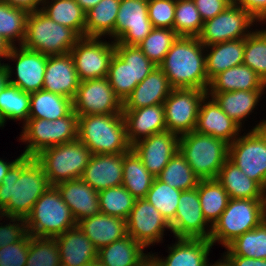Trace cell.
<instances>
[{
  "label": "cell",
  "instance_id": "cell-25",
  "mask_svg": "<svg viewBox=\"0 0 266 266\" xmlns=\"http://www.w3.org/2000/svg\"><path fill=\"white\" fill-rule=\"evenodd\" d=\"M172 89L168 77L156 66L122 102V110L164 104Z\"/></svg>",
  "mask_w": 266,
  "mask_h": 266
},
{
  "label": "cell",
  "instance_id": "cell-46",
  "mask_svg": "<svg viewBox=\"0 0 266 266\" xmlns=\"http://www.w3.org/2000/svg\"><path fill=\"white\" fill-rule=\"evenodd\" d=\"M203 23L193 0H176L173 30L178 36L198 37Z\"/></svg>",
  "mask_w": 266,
  "mask_h": 266
},
{
  "label": "cell",
  "instance_id": "cell-15",
  "mask_svg": "<svg viewBox=\"0 0 266 266\" xmlns=\"http://www.w3.org/2000/svg\"><path fill=\"white\" fill-rule=\"evenodd\" d=\"M47 58V55L26 49L23 46L11 47L6 59L16 62L14 67L16 73L12 71L14 70L12 65L5 63L9 72L10 84L29 94L42 90ZM12 73L17 77L11 78Z\"/></svg>",
  "mask_w": 266,
  "mask_h": 266
},
{
  "label": "cell",
  "instance_id": "cell-52",
  "mask_svg": "<svg viewBox=\"0 0 266 266\" xmlns=\"http://www.w3.org/2000/svg\"><path fill=\"white\" fill-rule=\"evenodd\" d=\"M4 217V215H1L0 220ZM5 218L9 219L10 222H7L6 225L0 223V248L16 243L28 235L26 219L12 216H6Z\"/></svg>",
  "mask_w": 266,
  "mask_h": 266
},
{
  "label": "cell",
  "instance_id": "cell-3",
  "mask_svg": "<svg viewBox=\"0 0 266 266\" xmlns=\"http://www.w3.org/2000/svg\"><path fill=\"white\" fill-rule=\"evenodd\" d=\"M77 139L92 154L126 153L131 149L122 114L78 116Z\"/></svg>",
  "mask_w": 266,
  "mask_h": 266
},
{
  "label": "cell",
  "instance_id": "cell-49",
  "mask_svg": "<svg viewBox=\"0 0 266 266\" xmlns=\"http://www.w3.org/2000/svg\"><path fill=\"white\" fill-rule=\"evenodd\" d=\"M25 266H61L56 239L31 236Z\"/></svg>",
  "mask_w": 266,
  "mask_h": 266
},
{
  "label": "cell",
  "instance_id": "cell-19",
  "mask_svg": "<svg viewBox=\"0 0 266 266\" xmlns=\"http://www.w3.org/2000/svg\"><path fill=\"white\" fill-rule=\"evenodd\" d=\"M131 148L141 158L147 170L157 177L179 150V136L164 131L139 140Z\"/></svg>",
  "mask_w": 266,
  "mask_h": 266
},
{
  "label": "cell",
  "instance_id": "cell-56",
  "mask_svg": "<svg viewBox=\"0 0 266 266\" xmlns=\"http://www.w3.org/2000/svg\"><path fill=\"white\" fill-rule=\"evenodd\" d=\"M232 266H266V259H255L244 256H225Z\"/></svg>",
  "mask_w": 266,
  "mask_h": 266
},
{
  "label": "cell",
  "instance_id": "cell-48",
  "mask_svg": "<svg viewBox=\"0 0 266 266\" xmlns=\"http://www.w3.org/2000/svg\"><path fill=\"white\" fill-rule=\"evenodd\" d=\"M177 38L173 29L153 28L138 46L153 64L159 66Z\"/></svg>",
  "mask_w": 266,
  "mask_h": 266
},
{
  "label": "cell",
  "instance_id": "cell-44",
  "mask_svg": "<svg viewBox=\"0 0 266 266\" xmlns=\"http://www.w3.org/2000/svg\"><path fill=\"white\" fill-rule=\"evenodd\" d=\"M98 199L100 213L125 220L135 202V198L123 185L99 191Z\"/></svg>",
  "mask_w": 266,
  "mask_h": 266
},
{
  "label": "cell",
  "instance_id": "cell-34",
  "mask_svg": "<svg viewBox=\"0 0 266 266\" xmlns=\"http://www.w3.org/2000/svg\"><path fill=\"white\" fill-rule=\"evenodd\" d=\"M265 88L266 84L257 73L241 64L216 75L210 81L207 92L266 90Z\"/></svg>",
  "mask_w": 266,
  "mask_h": 266
},
{
  "label": "cell",
  "instance_id": "cell-45",
  "mask_svg": "<svg viewBox=\"0 0 266 266\" xmlns=\"http://www.w3.org/2000/svg\"><path fill=\"white\" fill-rule=\"evenodd\" d=\"M181 192L155 177L145 198L170 223L175 217Z\"/></svg>",
  "mask_w": 266,
  "mask_h": 266
},
{
  "label": "cell",
  "instance_id": "cell-43",
  "mask_svg": "<svg viewBox=\"0 0 266 266\" xmlns=\"http://www.w3.org/2000/svg\"><path fill=\"white\" fill-rule=\"evenodd\" d=\"M157 178L181 191L196 188L200 181V178L193 172L179 150L169 160Z\"/></svg>",
  "mask_w": 266,
  "mask_h": 266
},
{
  "label": "cell",
  "instance_id": "cell-57",
  "mask_svg": "<svg viewBox=\"0 0 266 266\" xmlns=\"http://www.w3.org/2000/svg\"><path fill=\"white\" fill-rule=\"evenodd\" d=\"M5 2L13 7L22 8L27 10L28 12H33L36 10H40L43 0H0Z\"/></svg>",
  "mask_w": 266,
  "mask_h": 266
},
{
  "label": "cell",
  "instance_id": "cell-27",
  "mask_svg": "<svg viewBox=\"0 0 266 266\" xmlns=\"http://www.w3.org/2000/svg\"><path fill=\"white\" fill-rule=\"evenodd\" d=\"M61 266H88L97 260L98 250L78 226L55 237Z\"/></svg>",
  "mask_w": 266,
  "mask_h": 266
},
{
  "label": "cell",
  "instance_id": "cell-37",
  "mask_svg": "<svg viewBox=\"0 0 266 266\" xmlns=\"http://www.w3.org/2000/svg\"><path fill=\"white\" fill-rule=\"evenodd\" d=\"M73 110L72 99L44 89L30 94L29 118L56 120Z\"/></svg>",
  "mask_w": 266,
  "mask_h": 266
},
{
  "label": "cell",
  "instance_id": "cell-9",
  "mask_svg": "<svg viewBox=\"0 0 266 266\" xmlns=\"http://www.w3.org/2000/svg\"><path fill=\"white\" fill-rule=\"evenodd\" d=\"M92 153L78 139L44 149L35 159L42 165L51 186L80 179Z\"/></svg>",
  "mask_w": 266,
  "mask_h": 266
},
{
  "label": "cell",
  "instance_id": "cell-30",
  "mask_svg": "<svg viewBox=\"0 0 266 266\" xmlns=\"http://www.w3.org/2000/svg\"><path fill=\"white\" fill-rule=\"evenodd\" d=\"M244 46L245 38L205 46V65L209 82L219 73L243 64Z\"/></svg>",
  "mask_w": 266,
  "mask_h": 266
},
{
  "label": "cell",
  "instance_id": "cell-26",
  "mask_svg": "<svg viewBox=\"0 0 266 266\" xmlns=\"http://www.w3.org/2000/svg\"><path fill=\"white\" fill-rule=\"evenodd\" d=\"M55 187L70 208L76 222L100 213L98 191L81 178L61 182Z\"/></svg>",
  "mask_w": 266,
  "mask_h": 266
},
{
  "label": "cell",
  "instance_id": "cell-2",
  "mask_svg": "<svg viewBox=\"0 0 266 266\" xmlns=\"http://www.w3.org/2000/svg\"><path fill=\"white\" fill-rule=\"evenodd\" d=\"M205 46L198 37L178 38L158 66L168 77L173 89L208 90L209 80L206 74Z\"/></svg>",
  "mask_w": 266,
  "mask_h": 266
},
{
  "label": "cell",
  "instance_id": "cell-4",
  "mask_svg": "<svg viewBox=\"0 0 266 266\" xmlns=\"http://www.w3.org/2000/svg\"><path fill=\"white\" fill-rule=\"evenodd\" d=\"M179 151L200 180L216 179L229 155L220 138L192 131L179 136Z\"/></svg>",
  "mask_w": 266,
  "mask_h": 266
},
{
  "label": "cell",
  "instance_id": "cell-53",
  "mask_svg": "<svg viewBox=\"0 0 266 266\" xmlns=\"http://www.w3.org/2000/svg\"><path fill=\"white\" fill-rule=\"evenodd\" d=\"M156 67L138 45H132V71H133V81L137 84L142 82Z\"/></svg>",
  "mask_w": 266,
  "mask_h": 266
},
{
  "label": "cell",
  "instance_id": "cell-32",
  "mask_svg": "<svg viewBox=\"0 0 266 266\" xmlns=\"http://www.w3.org/2000/svg\"><path fill=\"white\" fill-rule=\"evenodd\" d=\"M265 90L207 92L217 105L242 128L243 120L254 112Z\"/></svg>",
  "mask_w": 266,
  "mask_h": 266
},
{
  "label": "cell",
  "instance_id": "cell-50",
  "mask_svg": "<svg viewBox=\"0 0 266 266\" xmlns=\"http://www.w3.org/2000/svg\"><path fill=\"white\" fill-rule=\"evenodd\" d=\"M176 0H148V17L153 28L173 29Z\"/></svg>",
  "mask_w": 266,
  "mask_h": 266
},
{
  "label": "cell",
  "instance_id": "cell-42",
  "mask_svg": "<svg viewBox=\"0 0 266 266\" xmlns=\"http://www.w3.org/2000/svg\"><path fill=\"white\" fill-rule=\"evenodd\" d=\"M29 12L0 1V36L11 46H22Z\"/></svg>",
  "mask_w": 266,
  "mask_h": 266
},
{
  "label": "cell",
  "instance_id": "cell-64",
  "mask_svg": "<svg viewBox=\"0 0 266 266\" xmlns=\"http://www.w3.org/2000/svg\"><path fill=\"white\" fill-rule=\"evenodd\" d=\"M143 266H155V264L149 260L146 264H144Z\"/></svg>",
  "mask_w": 266,
  "mask_h": 266
},
{
  "label": "cell",
  "instance_id": "cell-18",
  "mask_svg": "<svg viewBox=\"0 0 266 266\" xmlns=\"http://www.w3.org/2000/svg\"><path fill=\"white\" fill-rule=\"evenodd\" d=\"M178 203L175 217L169 223L174 238H203L209 240L211 226L203 217L197 187L182 191Z\"/></svg>",
  "mask_w": 266,
  "mask_h": 266
},
{
  "label": "cell",
  "instance_id": "cell-11",
  "mask_svg": "<svg viewBox=\"0 0 266 266\" xmlns=\"http://www.w3.org/2000/svg\"><path fill=\"white\" fill-rule=\"evenodd\" d=\"M114 53V41L97 37H81L70 51L80 81L107 77Z\"/></svg>",
  "mask_w": 266,
  "mask_h": 266
},
{
  "label": "cell",
  "instance_id": "cell-61",
  "mask_svg": "<svg viewBox=\"0 0 266 266\" xmlns=\"http://www.w3.org/2000/svg\"><path fill=\"white\" fill-rule=\"evenodd\" d=\"M11 46L0 36V57H7Z\"/></svg>",
  "mask_w": 266,
  "mask_h": 266
},
{
  "label": "cell",
  "instance_id": "cell-1",
  "mask_svg": "<svg viewBox=\"0 0 266 266\" xmlns=\"http://www.w3.org/2000/svg\"><path fill=\"white\" fill-rule=\"evenodd\" d=\"M35 157L21 156L0 184V211L4 216L26 218L35 202L50 187Z\"/></svg>",
  "mask_w": 266,
  "mask_h": 266
},
{
  "label": "cell",
  "instance_id": "cell-51",
  "mask_svg": "<svg viewBox=\"0 0 266 266\" xmlns=\"http://www.w3.org/2000/svg\"><path fill=\"white\" fill-rule=\"evenodd\" d=\"M28 234L24 239L0 248V266H25L29 252Z\"/></svg>",
  "mask_w": 266,
  "mask_h": 266
},
{
  "label": "cell",
  "instance_id": "cell-24",
  "mask_svg": "<svg viewBox=\"0 0 266 266\" xmlns=\"http://www.w3.org/2000/svg\"><path fill=\"white\" fill-rule=\"evenodd\" d=\"M128 143L167 131L163 104L133 110H122Z\"/></svg>",
  "mask_w": 266,
  "mask_h": 266
},
{
  "label": "cell",
  "instance_id": "cell-63",
  "mask_svg": "<svg viewBox=\"0 0 266 266\" xmlns=\"http://www.w3.org/2000/svg\"><path fill=\"white\" fill-rule=\"evenodd\" d=\"M88 266H105L103 265L102 263L98 262L97 260L93 263V264H90Z\"/></svg>",
  "mask_w": 266,
  "mask_h": 266
},
{
  "label": "cell",
  "instance_id": "cell-38",
  "mask_svg": "<svg viewBox=\"0 0 266 266\" xmlns=\"http://www.w3.org/2000/svg\"><path fill=\"white\" fill-rule=\"evenodd\" d=\"M41 6L40 10L50 19L85 37L86 12L75 0H43Z\"/></svg>",
  "mask_w": 266,
  "mask_h": 266
},
{
  "label": "cell",
  "instance_id": "cell-31",
  "mask_svg": "<svg viewBox=\"0 0 266 266\" xmlns=\"http://www.w3.org/2000/svg\"><path fill=\"white\" fill-rule=\"evenodd\" d=\"M107 78L114 94L122 102L138 85L133 81L132 45L115 44Z\"/></svg>",
  "mask_w": 266,
  "mask_h": 266
},
{
  "label": "cell",
  "instance_id": "cell-28",
  "mask_svg": "<svg viewBox=\"0 0 266 266\" xmlns=\"http://www.w3.org/2000/svg\"><path fill=\"white\" fill-rule=\"evenodd\" d=\"M79 229L99 250L127 235L126 220L98 213L77 222Z\"/></svg>",
  "mask_w": 266,
  "mask_h": 266
},
{
  "label": "cell",
  "instance_id": "cell-8",
  "mask_svg": "<svg viewBox=\"0 0 266 266\" xmlns=\"http://www.w3.org/2000/svg\"><path fill=\"white\" fill-rule=\"evenodd\" d=\"M22 128L19 140L27 143L22 155L35 157L46 148L77 140L78 115L72 110L54 121L29 118Z\"/></svg>",
  "mask_w": 266,
  "mask_h": 266
},
{
  "label": "cell",
  "instance_id": "cell-41",
  "mask_svg": "<svg viewBox=\"0 0 266 266\" xmlns=\"http://www.w3.org/2000/svg\"><path fill=\"white\" fill-rule=\"evenodd\" d=\"M29 111L30 94L9 83L0 93V128L8 119H21L24 124L29 119Z\"/></svg>",
  "mask_w": 266,
  "mask_h": 266
},
{
  "label": "cell",
  "instance_id": "cell-21",
  "mask_svg": "<svg viewBox=\"0 0 266 266\" xmlns=\"http://www.w3.org/2000/svg\"><path fill=\"white\" fill-rule=\"evenodd\" d=\"M241 130L242 128L212 98L208 95L204 97L199 107L194 131L220 138L231 144L241 134Z\"/></svg>",
  "mask_w": 266,
  "mask_h": 266
},
{
  "label": "cell",
  "instance_id": "cell-20",
  "mask_svg": "<svg viewBox=\"0 0 266 266\" xmlns=\"http://www.w3.org/2000/svg\"><path fill=\"white\" fill-rule=\"evenodd\" d=\"M80 84L73 58L69 53L48 56L43 89L73 100Z\"/></svg>",
  "mask_w": 266,
  "mask_h": 266
},
{
  "label": "cell",
  "instance_id": "cell-59",
  "mask_svg": "<svg viewBox=\"0 0 266 266\" xmlns=\"http://www.w3.org/2000/svg\"><path fill=\"white\" fill-rule=\"evenodd\" d=\"M10 83L9 80V72L6 68V66H4L1 70H0V93L2 92V90Z\"/></svg>",
  "mask_w": 266,
  "mask_h": 266
},
{
  "label": "cell",
  "instance_id": "cell-54",
  "mask_svg": "<svg viewBox=\"0 0 266 266\" xmlns=\"http://www.w3.org/2000/svg\"><path fill=\"white\" fill-rule=\"evenodd\" d=\"M203 21L214 18L223 12L232 0H193Z\"/></svg>",
  "mask_w": 266,
  "mask_h": 266
},
{
  "label": "cell",
  "instance_id": "cell-13",
  "mask_svg": "<svg viewBox=\"0 0 266 266\" xmlns=\"http://www.w3.org/2000/svg\"><path fill=\"white\" fill-rule=\"evenodd\" d=\"M206 95L207 91L200 89H172L163 104L167 131L178 136L194 131Z\"/></svg>",
  "mask_w": 266,
  "mask_h": 266
},
{
  "label": "cell",
  "instance_id": "cell-36",
  "mask_svg": "<svg viewBox=\"0 0 266 266\" xmlns=\"http://www.w3.org/2000/svg\"><path fill=\"white\" fill-rule=\"evenodd\" d=\"M155 177L147 170L141 158L131 148L123 153V183L122 185L135 199L147 196Z\"/></svg>",
  "mask_w": 266,
  "mask_h": 266
},
{
  "label": "cell",
  "instance_id": "cell-12",
  "mask_svg": "<svg viewBox=\"0 0 266 266\" xmlns=\"http://www.w3.org/2000/svg\"><path fill=\"white\" fill-rule=\"evenodd\" d=\"M257 22L245 9L232 3L214 18L204 21L198 36L204 46L246 38Z\"/></svg>",
  "mask_w": 266,
  "mask_h": 266
},
{
  "label": "cell",
  "instance_id": "cell-58",
  "mask_svg": "<svg viewBox=\"0 0 266 266\" xmlns=\"http://www.w3.org/2000/svg\"><path fill=\"white\" fill-rule=\"evenodd\" d=\"M22 156V154L16 158L15 160L11 162L4 161L0 158V184L3 181L4 176L7 174L8 170L11 168V166Z\"/></svg>",
  "mask_w": 266,
  "mask_h": 266
},
{
  "label": "cell",
  "instance_id": "cell-39",
  "mask_svg": "<svg viewBox=\"0 0 266 266\" xmlns=\"http://www.w3.org/2000/svg\"><path fill=\"white\" fill-rule=\"evenodd\" d=\"M197 189L203 217L212 227L226 209L230 197L217 179L200 180Z\"/></svg>",
  "mask_w": 266,
  "mask_h": 266
},
{
  "label": "cell",
  "instance_id": "cell-60",
  "mask_svg": "<svg viewBox=\"0 0 266 266\" xmlns=\"http://www.w3.org/2000/svg\"><path fill=\"white\" fill-rule=\"evenodd\" d=\"M80 7L87 12L92 7L96 6L101 0H75Z\"/></svg>",
  "mask_w": 266,
  "mask_h": 266
},
{
  "label": "cell",
  "instance_id": "cell-47",
  "mask_svg": "<svg viewBox=\"0 0 266 266\" xmlns=\"http://www.w3.org/2000/svg\"><path fill=\"white\" fill-rule=\"evenodd\" d=\"M243 64L255 71L266 84V29L252 30L245 38Z\"/></svg>",
  "mask_w": 266,
  "mask_h": 266
},
{
  "label": "cell",
  "instance_id": "cell-17",
  "mask_svg": "<svg viewBox=\"0 0 266 266\" xmlns=\"http://www.w3.org/2000/svg\"><path fill=\"white\" fill-rule=\"evenodd\" d=\"M153 29L148 0H121L115 23V44L138 45Z\"/></svg>",
  "mask_w": 266,
  "mask_h": 266
},
{
  "label": "cell",
  "instance_id": "cell-35",
  "mask_svg": "<svg viewBox=\"0 0 266 266\" xmlns=\"http://www.w3.org/2000/svg\"><path fill=\"white\" fill-rule=\"evenodd\" d=\"M121 0H101L85 13V37L114 39L115 23Z\"/></svg>",
  "mask_w": 266,
  "mask_h": 266
},
{
  "label": "cell",
  "instance_id": "cell-55",
  "mask_svg": "<svg viewBox=\"0 0 266 266\" xmlns=\"http://www.w3.org/2000/svg\"><path fill=\"white\" fill-rule=\"evenodd\" d=\"M232 3L245 9L257 22L266 21V0H232Z\"/></svg>",
  "mask_w": 266,
  "mask_h": 266
},
{
  "label": "cell",
  "instance_id": "cell-40",
  "mask_svg": "<svg viewBox=\"0 0 266 266\" xmlns=\"http://www.w3.org/2000/svg\"><path fill=\"white\" fill-rule=\"evenodd\" d=\"M225 249L224 256L266 259V219L253 230L235 238Z\"/></svg>",
  "mask_w": 266,
  "mask_h": 266
},
{
  "label": "cell",
  "instance_id": "cell-65",
  "mask_svg": "<svg viewBox=\"0 0 266 266\" xmlns=\"http://www.w3.org/2000/svg\"><path fill=\"white\" fill-rule=\"evenodd\" d=\"M6 59V57H0V59ZM2 60H0V70L5 66V63L3 62H1Z\"/></svg>",
  "mask_w": 266,
  "mask_h": 266
},
{
  "label": "cell",
  "instance_id": "cell-33",
  "mask_svg": "<svg viewBox=\"0 0 266 266\" xmlns=\"http://www.w3.org/2000/svg\"><path fill=\"white\" fill-rule=\"evenodd\" d=\"M231 199H266V191L227 159L216 178Z\"/></svg>",
  "mask_w": 266,
  "mask_h": 266
},
{
  "label": "cell",
  "instance_id": "cell-29",
  "mask_svg": "<svg viewBox=\"0 0 266 266\" xmlns=\"http://www.w3.org/2000/svg\"><path fill=\"white\" fill-rule=\"evenodd\" d=\"M128 234L115 242L100 248L97 261L105 266H143L150 260V252Z\"/></svg>",
  "mask_w": 266,
  "mask_h": 266
},
{
  "label": "cell",
  "instance_id": "cell-5",
  "mask_svg": "<svg viewBox=\"0 0 266 266\" xmlns=\"http://www.w3.org/2000/svg\"><path fill=\"white\" fill-rule=\"evenodd\" d=\"M266 218V199H231L211 227L209 240L226 247L235 238L256 228Z\"/></svg>",
  "mask_w": 266,
  "mask_h": 266
},
{
  "label": "cell",
  "instance_id": "cell-10",
  "mask_svg": "<svg viewBox=\"0 0 266 266\" xmlns=\"http://www.w3.org/2000/svg\"><path fill=\"white\" fill-rule=\"evenodd\" d=\"M246 134V135H245ZM228 159L265 190L266 120L229 144Z\"/></svg>",
  "mask_w": 266,
  "mask_h": 266
},
{
  "label": "cell",
  "instance_id": "cell-14",
  "mask_svg": "<svg viewBox=\"0 0 266 266\" xmlns=\"http://www.w3.org/2000/svg\"><path fill=\"white\" fill-rule=\"evenodd\" d=\"M72 104L78 116L122 114V101L114 94L107 77L80 81Z\"/></svg>",
  "mask_w": 266,
  "mask_h": 266
},
{
  "label": "cell",
  "instance_id": "cell-22",
  "mask_svg": "<svg viewBox=\"0 0 266 266\" xmlns=\"http://www.w3.org/2000/svg\"><path fill=\"white\" fill-rule=\"evenodd\" d=\"M177 241L168 247L169 254L160 258L150 253V260L155 266H205L213 243L203 238H176Z\"/></svg>",
  "mask_w": 266,
  "mask_h": 266
},
{
  "label": "cell",
  "instance_id": "cell-16",
  "mask_svg": "<svg viewBox=\"0 0 266 266\" xmlns=\"http://www.w3.org/2000/svg\"><path fill=\"white\" fill-rule=\"evenodd\" d=\"M127 234L145 248L163 241L164 231L170 225L161 213L146 198L135 199L126 219Z\"/></svg>",
  "mask_w": 266,
  "mask_h": 266
},
{
  "label": "cell",
  "instance_id": "cell-62",
  "mask_svg": "<svg viewBox=\"0 0 266 266\" xmlns=\"http://www.w3.org/2000/svg\"><path fill=\"white\" fill-rule=\"evenodd\" d=\"M205 266H232V264L229 262V260L223 255L222 259L219 261H216L214 264H210L209 261Z\"/></svg>",
  "mask_w": 266,
  "mask_h": 266
},
{
  "label": "cell",
  "instance_id": "cell-6",
  "mask_svg": "<svg viewBox=\"0 0 266 266\" xmlns=\"http://www.w3.org/2000/svg\"><path fill=\"white\" fill-rule=\"evenodd\" d=\"M81 37L71 28L56 23L41 10L29 12L22 44L47 56L67 54Z\"/></svg>",
  "mask_w": 266,
  "mask_h": 266
},
{
  "label": "cell",
  "instance_id": "cell-66",
  "mask_svg": "<svg viewBox=\"0 0 266 266\" xmlns=\"http://www.w3.org/2000/svg\"><path fill=\"white\" fill-rule=\"evenodd\" d=\"M265 191H266V173H265Z\"/></svg>",
  "mask_w": 266,
  "mask_h": 266
},
{
  "label": "cell",
  "instance_id": "cell-23",
  "mask_svg": "<svg viewBox=\"0 0 266 266\" xmlns=\"http://www.w3.org/2000/svg\"><path fill=\"white\" fill-rule=\"evenodd\" d=\"M81 179L95 191L123 183V153L92 154Z\"/></svg>",
  "mask_w": 266,
  "mask_h": 266
},
{
  "label": "cell",
  "instance_id": "cell-7",
  "mask_svg": "<svg viewBox=\"0 0 266 266\" xmlns=\"http://www.w3.org/2000/svg\"><path fill=\"white\" fill-rule=\"evenodd\" d=\"M25 219L28 234L36 237L55 238L77 226L70 208L55 186H50L41 195Z\"/></svg>",
  "mask_w": 266,
  "mask_h": 266
}]
</instances>
